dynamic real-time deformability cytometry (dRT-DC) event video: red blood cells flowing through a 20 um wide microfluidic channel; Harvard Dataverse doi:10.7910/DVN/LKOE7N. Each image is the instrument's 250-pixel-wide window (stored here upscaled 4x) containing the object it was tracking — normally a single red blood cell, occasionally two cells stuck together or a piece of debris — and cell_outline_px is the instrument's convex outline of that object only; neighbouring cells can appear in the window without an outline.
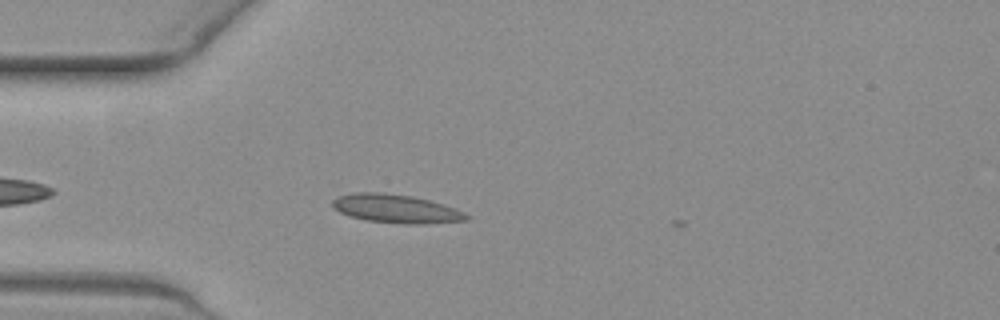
{"species": "common noctule bat (a hibernating species)", "species_latin": "Nyctalus noctula", "temperature_condition": "warm", "stored_images_in_passage": 2, "camera_frame_rate_fps": 3000, "um_per_image_px": 0.085, "animal": {"sex": "female", "body_mass_g": 19.3, "forearm_length_mm": 54.1}, "frame": {"image": 1, "passage_image": 1, "time_ms": 0.0, "image_size_px": [1000, 320], "cell_outline_px": [[472, 216], [468, 220], [424, 224], [404, 224], [364, 220], [340, 212], [332, 208], [332, 200], [336, 196], [356, 192], [384, 192], [412, 196], [444, 204], [456, 208]], "centroid_in_image_um": [33.67, 17.74], "position_along_channel_um": 51.3, "area_um2": 22.54}}